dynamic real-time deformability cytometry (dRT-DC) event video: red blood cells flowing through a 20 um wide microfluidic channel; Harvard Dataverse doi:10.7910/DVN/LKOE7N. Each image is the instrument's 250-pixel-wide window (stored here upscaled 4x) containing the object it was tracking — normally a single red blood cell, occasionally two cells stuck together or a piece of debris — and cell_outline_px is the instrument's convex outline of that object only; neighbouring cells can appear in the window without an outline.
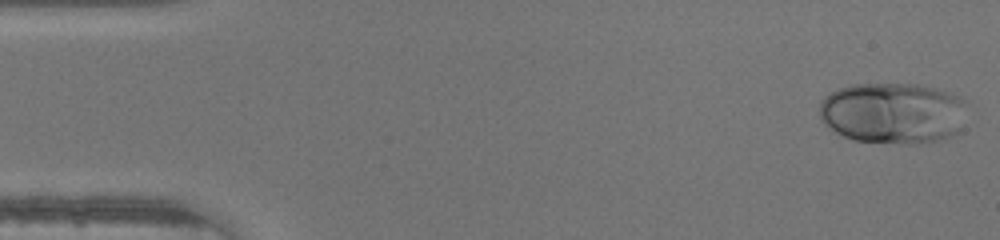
{"species": "human", "species_latin": "Homo sapiens", "temperature_condition": "warm", "stored_images_in_passage": 45, "camera_frame_rate_fps": 3000, "um_per_image_px": 0.085, "donor": {"sex": "male"}, "frame": {"image": 1, "passage_image": 1, "time_ms": 0.0, "image_size_px": [1000, 240], "cell_outline_px": [[964, 100], [956, 132], [952, 136], [940, 140], [908, 144], [904, 144], [852, 140], [836, 132], [824, 124], [820, 120], [820, 100], [824, 96], [836, 88], [852, 84], [916, 84], [932, 88], [960, 96]], "centroid_in_image_um": [75.78, 9.6], "position_along_channel_um": 9.2, "area_um2": 52.25}}
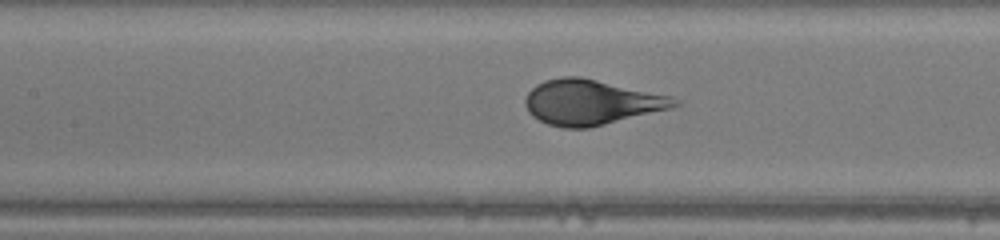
{"frame": {"image": 2, "passage_image": 20, "time_ms": 6.333, "image_size_px": [1000, 240], "cell_outline_px": [[680, 104], [672, 108], [588, 128], [564, 128], [548, 124], [532, 116], [528, 112], [524, 104], [524, 100], [528, 92], [536, 84], [544, 80], [564, 76], [580, 76], [672, 96]], "centroid_in_image_um": [50.21, 8.68], "position_along_channel_um": 157.2, "area_um2": 39.19}}
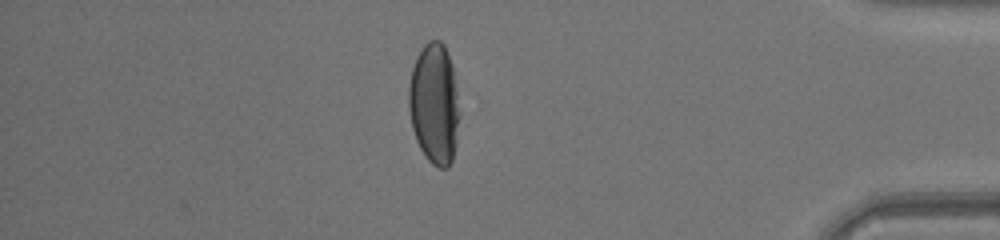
{"frame": {"image": 3, "passage_image": 39, "time_ms": 12.667, "image_size_px": [1000, 240], "cell_outline_px": [[460, 116], [456, 140], [452, 160], [448, 168], [440, 168], [432, 164], [428, 160], [420, 148], [416, 140], [412, 128], [408, 108], [408, 88], [412, 68], [416, 56], [424, 44], [428, 40], [440, 40], [444, 44], [452, 68], [456, 88], [460, 112]], "centroid_in_image_um": [36.9, 8.83], "position_along_channel_um": 398.3, "area_um2": 35.89}}